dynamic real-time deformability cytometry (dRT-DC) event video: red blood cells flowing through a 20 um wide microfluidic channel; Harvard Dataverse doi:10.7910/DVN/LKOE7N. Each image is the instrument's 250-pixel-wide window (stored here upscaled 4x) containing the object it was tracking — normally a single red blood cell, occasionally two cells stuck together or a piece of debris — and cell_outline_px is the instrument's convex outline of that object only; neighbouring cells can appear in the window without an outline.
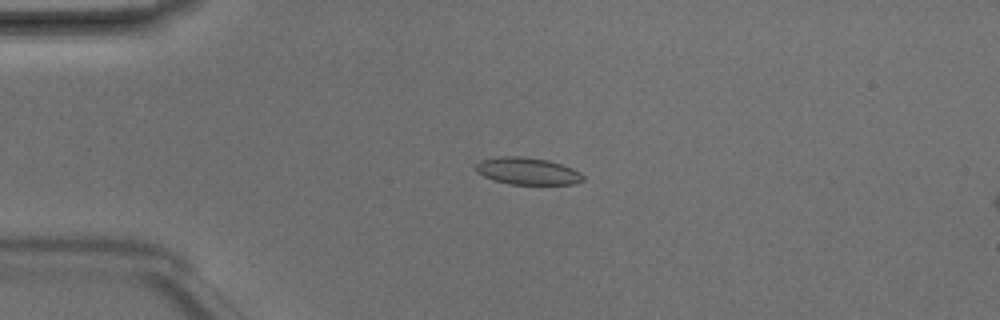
{"species": "Egyptian fruit bat (a non-hibernating species)", "species_latin": "Rousettus aegyptiacus", "temperature_condition": "room temperature", "stored_images_in_passage": 49, "camera_frame_rate_fps": 3000, "um_per_image_px": 0.085, "animal": {"sex": "male"}, "frame": {"image": 1, "passage_image": 12, "time_ms": 3.667, "image_size_px": [1000, 320], "cell_outline_px": [[584, 180], [572, 184], [508, 184], [492, 180], [476, 172], [476, 164], [480, 160], [500, 156], [520, 156], [548, 160], [572, 168], [580, 172], [584, 176]], "centroid_in_image_um": [44.81, 14.54], "position_along_channel_um": 40.2, "area_um2": 16.94}}
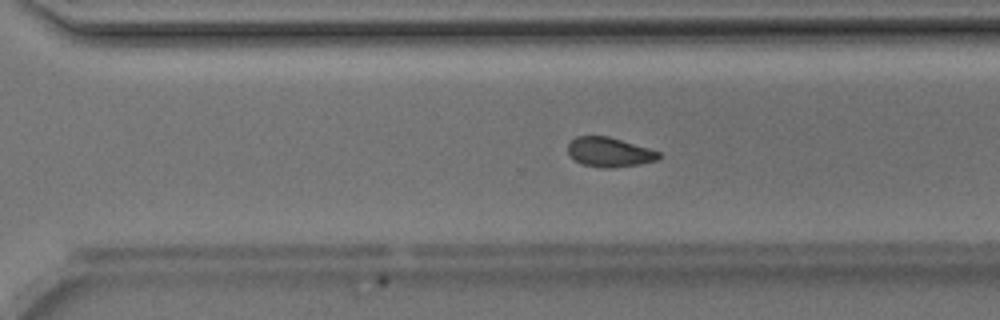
{"frame": {"image": 2, "passage_image": 34, "time_ms": 11.0, "image_size_px": [1000, 320], "cell_outline_px": [[660, 156], [656, 160], [640, 164], [612, 168], [604, 168], [584, 164], [576, 160], [568, 152], [568, 144], [576, 136], [608, 136], [648, 148], [660, 152]], "centroid_in_image_um": [51.8, 12.93], "position_along_channel_um": 318.8, "area_um2": 15.37}}
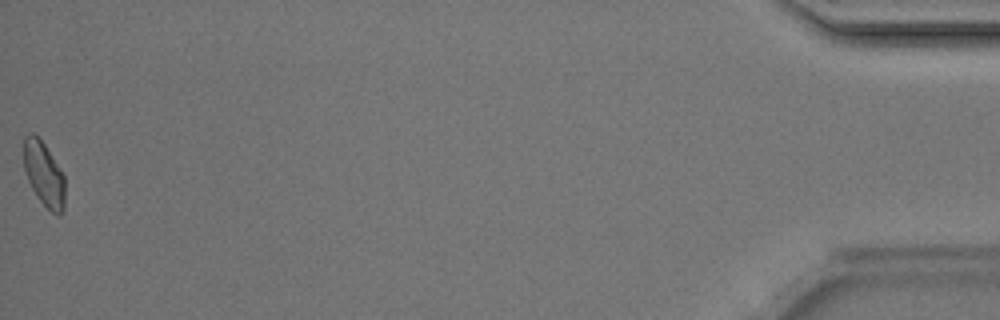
{"frame": {"image": 3, "passage_image": 49, "time_ms": 16.0, "image_size_px": [1000, 320], "cell_outline_px": [[64, 208], [60, 216], [56, 216], [36, 196], [28, 180], [24, 168], [24, 136], [28, 132], [32, 132], [44, 144], [64, 176]], "centroid_in_image_um": [3.72, 14.81], "position_along_channel_um": 431.5, "area_um2": 15.26}, "authors_computed_cell_mechanics": {"area_um2": 16.6464, "velocity_mm_per_s": 4.208, "shape_relaxation_time_tau1_ms": 3.6037, "shape_relaxation_time_tau2_ms": 1.8456, "deformation_change_tau1": 0.0781, "deformation_change_tau2": 0.0673}}